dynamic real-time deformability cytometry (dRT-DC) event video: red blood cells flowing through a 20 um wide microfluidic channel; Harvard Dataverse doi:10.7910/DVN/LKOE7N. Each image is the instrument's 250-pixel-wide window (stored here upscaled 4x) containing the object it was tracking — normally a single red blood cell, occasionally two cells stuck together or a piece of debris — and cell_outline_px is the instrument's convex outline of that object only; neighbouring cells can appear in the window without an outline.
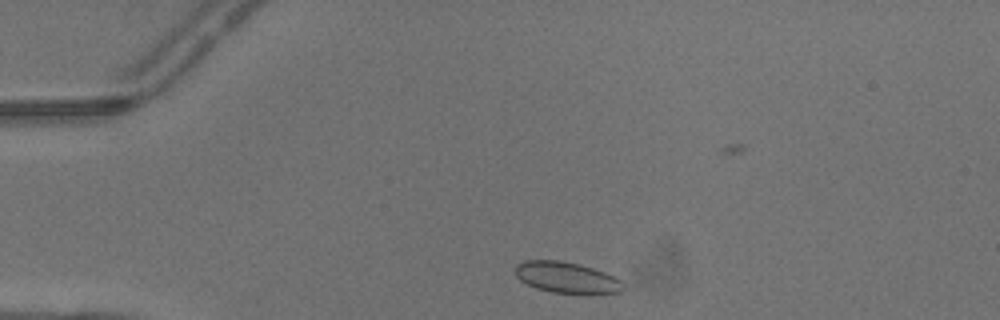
{"species": "common noctule bat (a hibernating species)", "species_latin": "Nyctalus noctula", "temperature_condition": "warm", "stored_images_in_passage": 2, "camera_frame_rate_fps": 3000, "um_per_image_px": 0.085, "animal": {"sex": "male", "body_mass_g": 13.3}, "frame": {"image": 1, "passage_image": 1, "time_ms": 0.0, "image_size_px": [1000, 320], "cell_outline_px": [[624, 288], [620, 292], [588, 296], [552, 292], [536, 288], [520, 280], [516, 276], [516, 264], [524, 260], [560, 260], [580, 264], [604, 272], [620, 280], [624, 284]], "centroid_in_image_um": [48.2, 23.62], "position_along_channel_um": 36.8, "area_um2": 20.06}}